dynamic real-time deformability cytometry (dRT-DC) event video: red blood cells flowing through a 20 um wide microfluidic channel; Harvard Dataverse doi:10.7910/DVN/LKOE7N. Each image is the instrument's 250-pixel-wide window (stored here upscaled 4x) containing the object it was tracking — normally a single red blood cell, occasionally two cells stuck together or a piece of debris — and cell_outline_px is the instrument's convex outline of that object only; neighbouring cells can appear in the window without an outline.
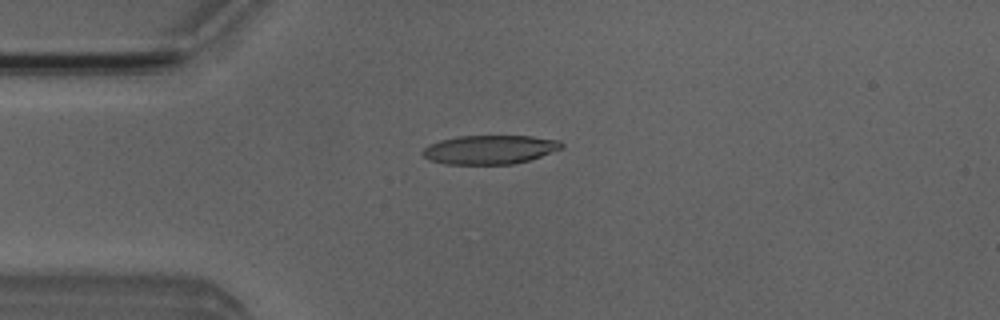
{"species": "Egyptian fruit bat (a non-hibernating species)", "species_latin": "Rousettus aegyptiacus", "temperature_condition": "room temperature", "stored_images_in_passage": 6, "camera_frame_rate_fps": 3000, "um_per_image_px": 0.085, "animal": {"sex": "male"}, "frame": {"image": 1, "passage_image": 3, "time_ms": 2.333, "image_size_px": [1000, 320], "cell_outline_px": [[564, 148], [528, 160], [512, 164], [444, 164], [428, 160], [420, 152], [428, 144], [440, 140], [460, 136], [532, 136], [560, 140], [564, 144]], "centroid_in_image_um": [41.62, 12.71], "position_along_channel_um": 43.4, "area_um2": 23.52}}